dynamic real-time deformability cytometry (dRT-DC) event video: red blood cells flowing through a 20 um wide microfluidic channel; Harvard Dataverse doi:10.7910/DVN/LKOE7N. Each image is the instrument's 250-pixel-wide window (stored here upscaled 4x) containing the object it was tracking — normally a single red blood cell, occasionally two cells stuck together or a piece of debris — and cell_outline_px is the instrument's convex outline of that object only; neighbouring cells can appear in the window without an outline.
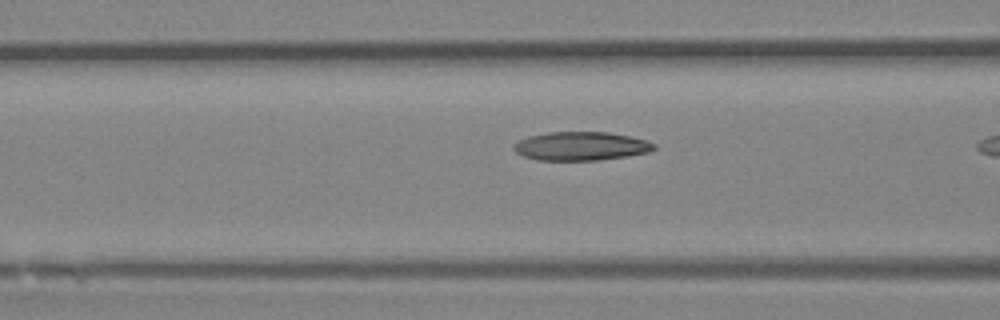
{"species": "Egyptian fruit bat (a non-hibernating species)", "species_latin": "Rousettus aegyptiacus", "temperature_condition": "room temperature", "stored_images_in_passage": 9, "camera_frame_rate_fps": 3000, "um_per_image_px": 0.085, "animal": {"sex": "female"}, "frame": {"image": 1, "passage_image": 8, "time_ms": 2.333, "image_size_px": [1000, 320], "cell_outline_px": [[656, 148], [648, 152], [628, 156], [596, 160], [536, 160], [524, 156], [516, 152], [512, 148], [512, 144], [528, 136], [548, 132], [608, 132], [628, 136], [644, 140], [656, 144]], "centroid_in_image_um": [49.35, 12.42], "position_along_channel_um": 117.3, "area_um2": 23.35}}